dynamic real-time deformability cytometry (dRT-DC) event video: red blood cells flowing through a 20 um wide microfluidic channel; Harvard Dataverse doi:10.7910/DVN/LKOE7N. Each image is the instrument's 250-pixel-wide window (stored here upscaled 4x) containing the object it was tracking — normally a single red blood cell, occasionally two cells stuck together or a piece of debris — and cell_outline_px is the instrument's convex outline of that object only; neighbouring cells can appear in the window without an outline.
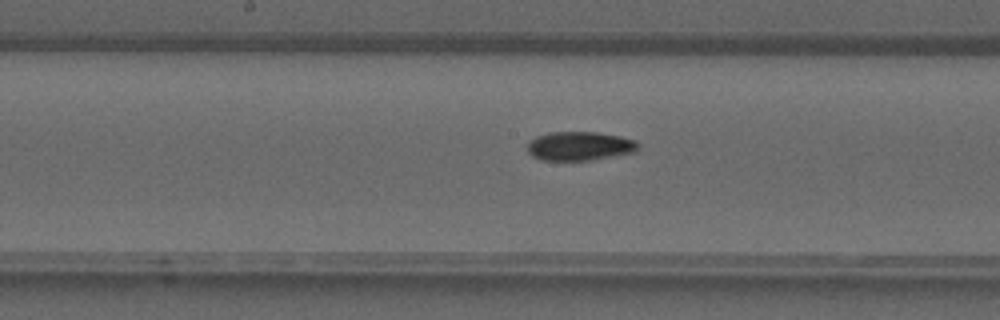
{"species": "common noctule bat (a hibernating species)", "species_latin": "Nyctalus noctula", "temperature_condition": "warm", "stored_images_in_passage": 42, "camera_frame_rate_fps": 3000, "um_per_image_px": 0.085, "animal": {"sex": "male", "forearm_length_mm": 52.5}, "frame": {"image": 1, "passage_image": 22, "time_ms": 7.0, "image_size_px": [1000, 320], "cell_outline_px": [[640, 148], [632, 152], [592, 160], [540, 160], [532, 156], [528, 152], [528, 140], [536, 136], [548, 132], [596, 132], [620, 136], [636, 140], [640, 144]], "centroid_in_image_um": [49.25, 12.4], "position_along_channel_um": 198.9, "area_um2": 18.79}}
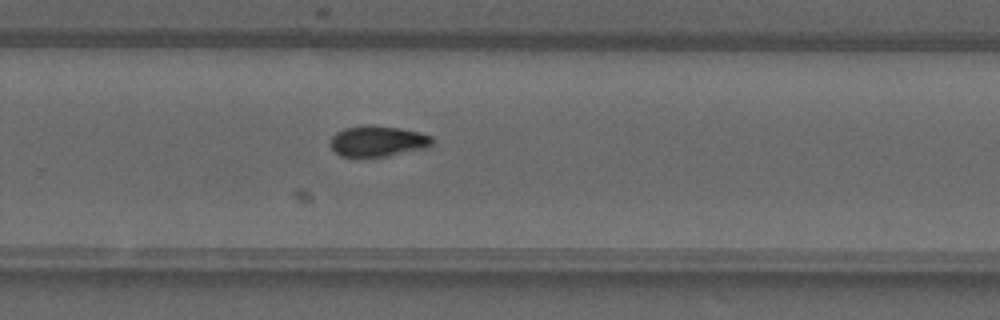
{"frame": {"image": 2, "passage_image": 28, "time_ms": 9.0, "image_size_px": [1000, 320], "cell_outline_px": [[432, 144], [428, 148], [384, 156], [340, 156], [332, 148], [332, 136], [336, 132], [344, 128], [368, 124], [400, 128], [420, 132], [432, 136]], "centroid_in_image_um": [32.14, 11.98], "position_along_channel_um": 297.7, "area_um2": 18.15}}
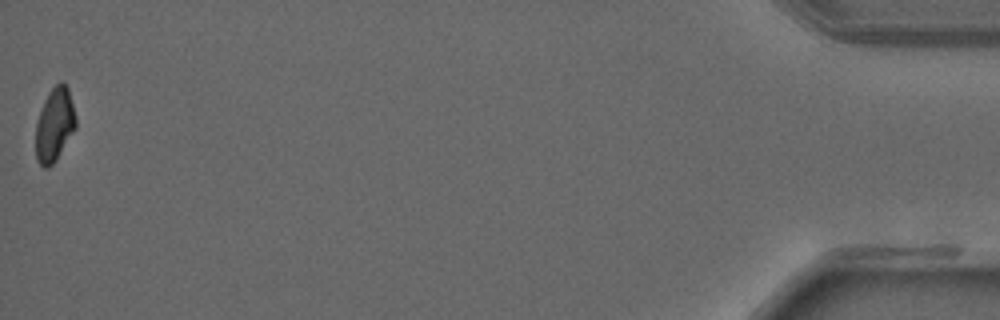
{"frame": {"image": 3, "passage_image": 42, "time_ms": 13.667, "image_size_px": [1000, 320], "cell_outline_px": [[76, 128], [56, 160], [48, 168], [44, 168], [36, 160], [36, 124], [44, 100], [48, 92], [60, 80], [64, 80], [68, 88], [76, 116]], "centroid_in_image_um": [4.65, 10.58], "position_along_channel_um": 430.6, "area_um2": 17.28}}